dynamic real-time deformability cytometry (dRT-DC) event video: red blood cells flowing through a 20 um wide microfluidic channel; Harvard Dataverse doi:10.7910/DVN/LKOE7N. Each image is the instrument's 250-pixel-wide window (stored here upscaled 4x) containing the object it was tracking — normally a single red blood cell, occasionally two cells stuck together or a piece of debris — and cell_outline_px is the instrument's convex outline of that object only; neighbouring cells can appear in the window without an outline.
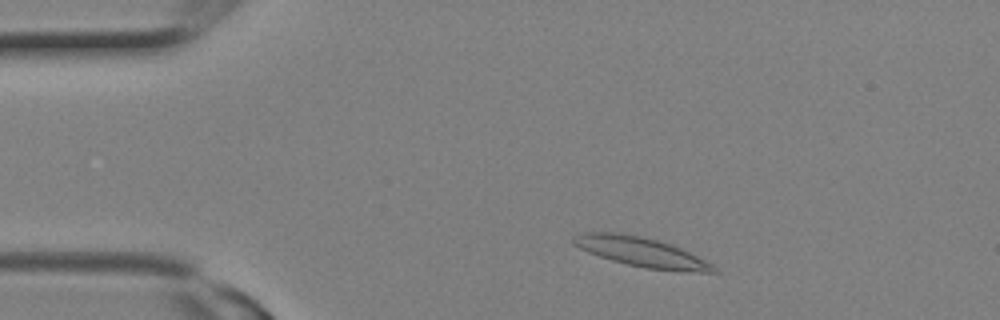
{"species": "Egyptian fruit bat (a non-hibernating species)", "species_latin": "Rousettus aegyptiacus", "temperature_condition": "room temperature", "stored_images_in_passage": 23, "camera_frame_rate_fps": 3000, "um_per_image_px": 0.085, "animal": {"sex": "female"}, "frame": {"image": 1, "passage_image": 3, "time_ms": 0.667, "image_size_px": [1000, 320], "cell_outline_px": [[720, 272], [692, 272], [644, 268], [612, 260], [588, 252], [580, 248], [572, 240], [572, 236], [580, 232], [612, 232], [640, 236], [672, 244], [712, 264]], "centroid_in_image_um": [54.5, 21.42], "position_along_channel_um": 30.5, "area_um2": 23.76}}
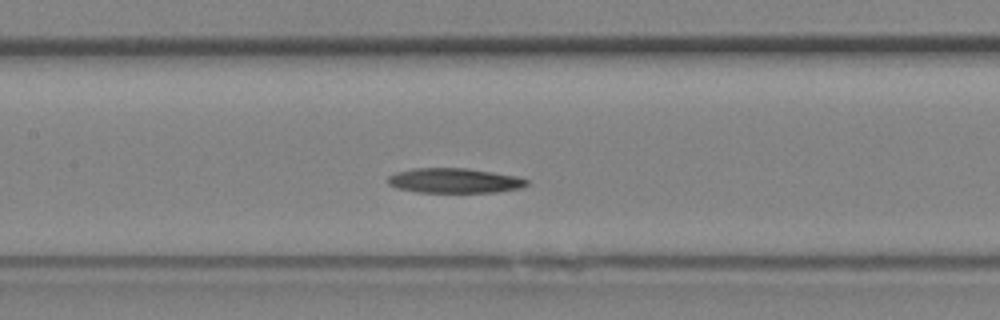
{"frame": {"image": 2, "passage_image": 10, "time_ms": 3.0, "image_size_px": [1000, 320], "cell_outline_px": [[528, 184], [520, 188], [496, 192], [416, 192], [396, 188], [388, 184], [388, 176], [396, 172], [412, 168], [468, 168], [516, 176], [528, 180]], "centroid_in_image_um": [38.59, 15.35], "position_along_channel_um": 168.8, "area_um2": 20.11}}
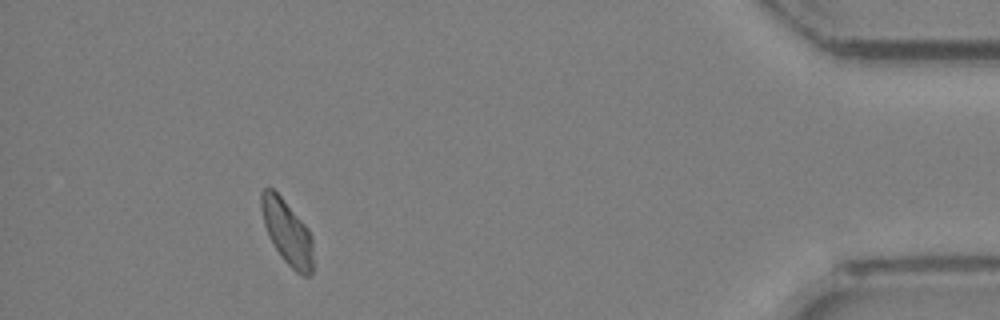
{"frame": {"image": 3, "passage_image": 21, "time_ms": 6.667, "image_size_px": [1000, 320], "cell_outline_px": [[312, 272], [308, 276], [304, 276], [296, 272], [280, 256], [268, 236], [264, 224], [260, 204], [260, 192], [264, 188], [272, 188], [280, 196], [308, 228], [312, 240]], "centroid_in_image_um": [24.39, 19.73], "position_along_channel_um": 410.8, "area_um2": 19.31}}